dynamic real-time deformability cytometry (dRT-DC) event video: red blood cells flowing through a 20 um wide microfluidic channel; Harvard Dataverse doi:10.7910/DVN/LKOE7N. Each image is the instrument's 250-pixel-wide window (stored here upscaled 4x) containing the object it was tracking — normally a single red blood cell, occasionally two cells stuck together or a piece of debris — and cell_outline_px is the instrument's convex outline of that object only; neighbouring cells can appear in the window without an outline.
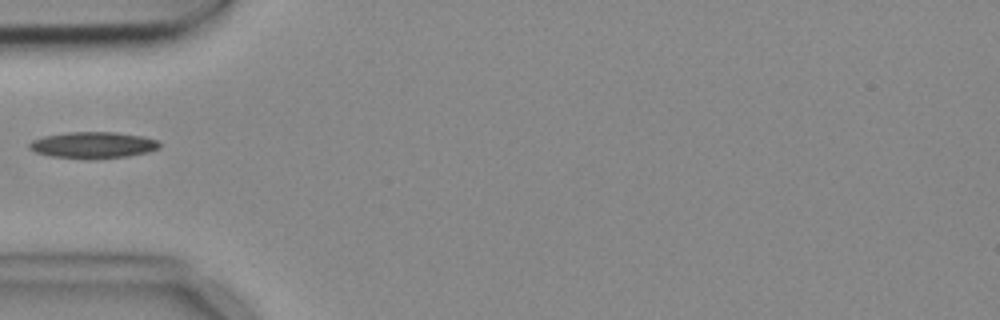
{"species": "common noctule bat (a hibernating species)", "species_latin": "Nyctalus noctula", "temperature_condition": "cold", "stored_images_in_passage": 5, "camera_frame_rate_fps": 3000, "um_per_image_px": 0.085, "animal": {"sex": "female", "body_mass_g": 18.4}, "frame": {"image": 1, "passage_image": 4, "time_ms": 1.0, "image_size_px": [1000, 320], "cell_outline_px": [[160, 148], [148, 152], [128, 156], [88, 160], [52, 156], [36, 152], [28, 148], [28, 144], [32, 140], [44, 136], [68, 132], [116, 132], [144, 136], [156, 140], [160, 144]], "centroid_in_image_um": [7.91, 12.34], "position_along_channel_um": 77.1, "area_um2": 20.23}}